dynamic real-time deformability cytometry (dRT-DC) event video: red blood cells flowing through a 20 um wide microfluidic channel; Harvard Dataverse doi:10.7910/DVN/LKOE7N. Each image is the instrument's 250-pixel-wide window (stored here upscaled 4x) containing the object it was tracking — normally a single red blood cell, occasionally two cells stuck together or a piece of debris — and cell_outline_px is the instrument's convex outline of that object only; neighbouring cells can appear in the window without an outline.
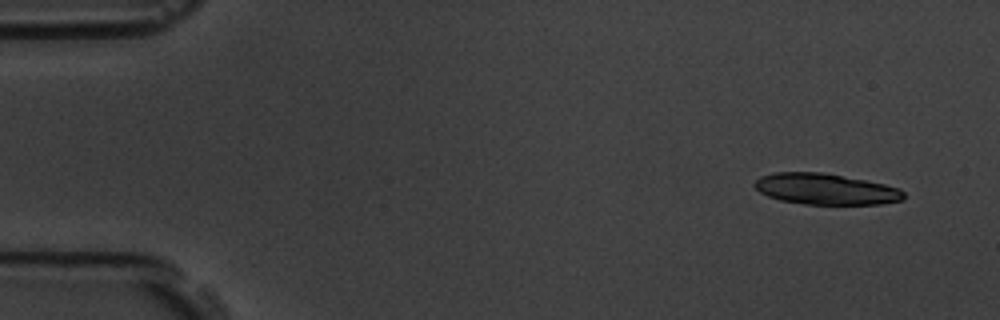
{"species": "common noctule bat (a hibernating species)", "species_latin": "Nyctalus noctula", "temperature_condition": "room temperature", "stored_images_in_passage": 6, "camera_frame_rate_fps": 3000, "um_per_image_px": 0.085, "animal": {"sex": "male", "body_mass_g": 19.5, "forearm_length_mm": 54.6}, "frame": {"image": 1, "passage_image": 1, "time_ms": 0.0, "image_size_px": [1000, 320], "cell_outline_px": [[904, 200], [880, 204], [804, 204], [780, 200], [768, 196], [760, 192], [752, 184], [760, 176], [772, 172], [824, 172], [884, 184], [900, 188], [904, 192]], "centroid_in_image_um": [70.16, 16.06], "position_along_channel_um": 14.8, "area_um2": 27.05}}